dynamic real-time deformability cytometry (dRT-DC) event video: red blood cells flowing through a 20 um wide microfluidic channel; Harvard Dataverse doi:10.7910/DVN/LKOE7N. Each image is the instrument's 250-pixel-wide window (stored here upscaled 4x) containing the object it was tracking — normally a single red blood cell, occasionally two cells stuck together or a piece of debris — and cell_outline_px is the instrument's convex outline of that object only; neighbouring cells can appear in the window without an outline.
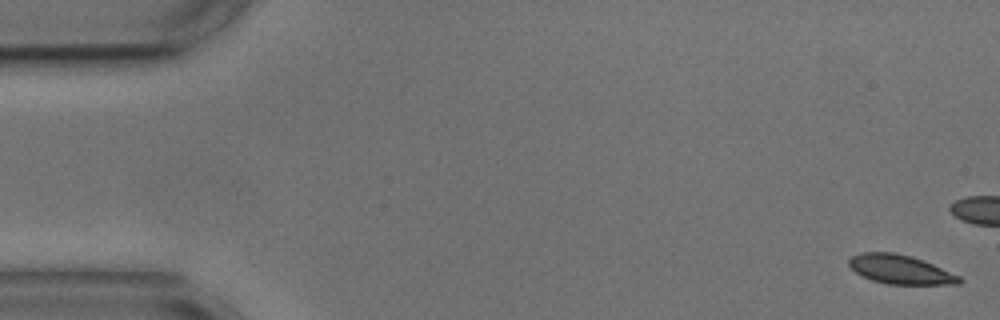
{"species": "common noctule bat (a hibernating species)", "species_latin": "Nyctalus noctula", "temperature_condition": "cold", "stored_images_in_passage": 16, "camera_frame_rate_fps": 3000, "um_per_image_px": 0.085, "animal": {"sex": "male", "body_mass_g": 17.9, "forearm_length_mm": 54.2}, "frame": {"image": 1, "passage_image": 1, "time_ms": 0.0, "image_size_px": [1000, 320], "cell_outline_px": [[964, 280], [960, 284], [888, 284], [872, 280], [856, 272], [848, 264], [848, 260], [852, 256], [864, 252], [892, 252], [912, 256], [932, 264], [960, 276]], "centroid_in_image_um": [76.54, 22.9], "position_along_channel_um": 8.5, "area_um2": 18.5}}